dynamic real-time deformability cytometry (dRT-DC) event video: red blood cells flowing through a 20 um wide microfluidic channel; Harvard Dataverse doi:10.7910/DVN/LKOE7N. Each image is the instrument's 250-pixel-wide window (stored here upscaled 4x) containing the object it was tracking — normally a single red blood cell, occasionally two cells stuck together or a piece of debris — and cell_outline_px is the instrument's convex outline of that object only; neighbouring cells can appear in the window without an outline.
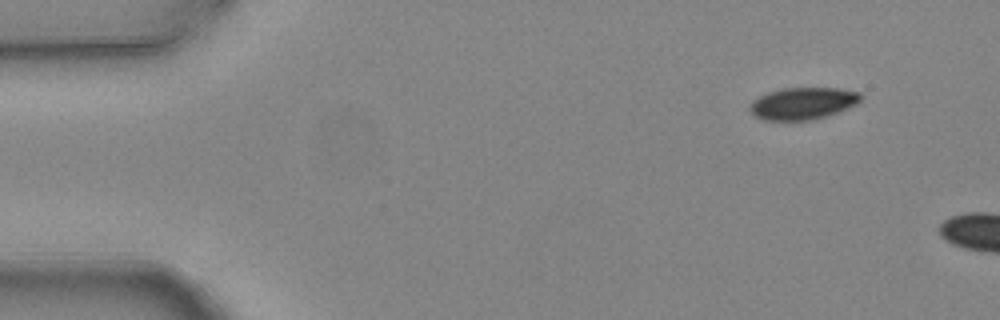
{"species": "common noctule bat (a hibernating species)", "species_latin": "Nyctalus noctula", "temperature_condition": "warm", "stored_images_in_passage": 2, "camera_frame_rate_fps": 3000, "um_per_image_px": 0.085, "animal": {"sex": "female", "body_mass_g": 24.6, "forearm_length_mm": 56.2}, "frame": {"image": 1, "passage_image": 1, "time_ms": 0.0, "image_size_px": [1000, 320], "cell_outline_px": [[864, 96], [856, 104], [848, 108], [828, 116], [812, 120], [764, 120], [756, 116], [748, 108], [752, 100], [768, 92], [784, 88], [840, 88], [860, 92]], "centroid_in_image_um": [68.27, 8.78], "position_along_channel_um": 16.7, "area_um2": 20.81}}